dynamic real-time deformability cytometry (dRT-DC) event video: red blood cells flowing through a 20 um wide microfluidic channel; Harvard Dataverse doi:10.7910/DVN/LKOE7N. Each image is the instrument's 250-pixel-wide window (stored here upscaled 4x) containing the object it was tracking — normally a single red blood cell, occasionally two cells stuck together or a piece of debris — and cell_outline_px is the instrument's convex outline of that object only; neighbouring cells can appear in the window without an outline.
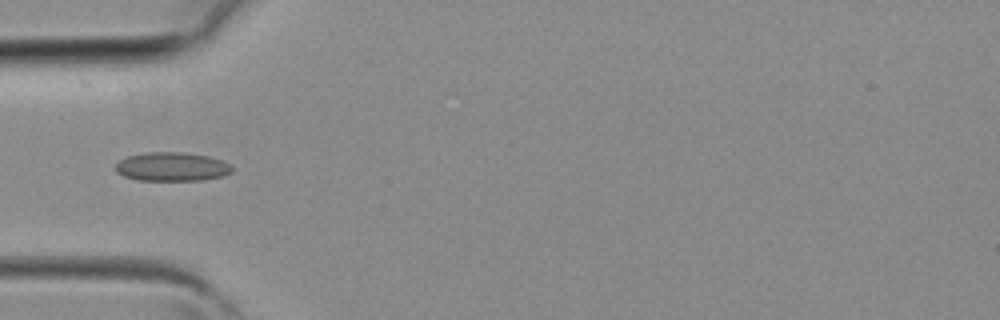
{"species": "common noctule bat (a hibernating species)", "species_latin": "Nyctalus noctula", "temperature_condition": "room temperature", "stored_images_in_passage": 13, "camera_frame_rate_fps": 3000, "um_per_image_px": 0.085, "animal": {"sex": "female", "body_mass_g": 19.3, "forearm_length_mm": 54.1}, "frame": {"image": 1, "passage_image": 6, "time_ms": 1.667, "image_size_px": [1000, 320], "cell_outline_px": [[232, 172], [224, 176], [204, 180], [136, 180], [124, 176], [116, 172], [116, 164], [120, 160], [128, 156], [144, 152], [184, 152], [208, 156], [220, 160], [228, 164], [232, 168]], "centroid_in_image_um": [14.6, 14.17], "position_along_channel_um": 70.4, "area_um2": 19.59}}
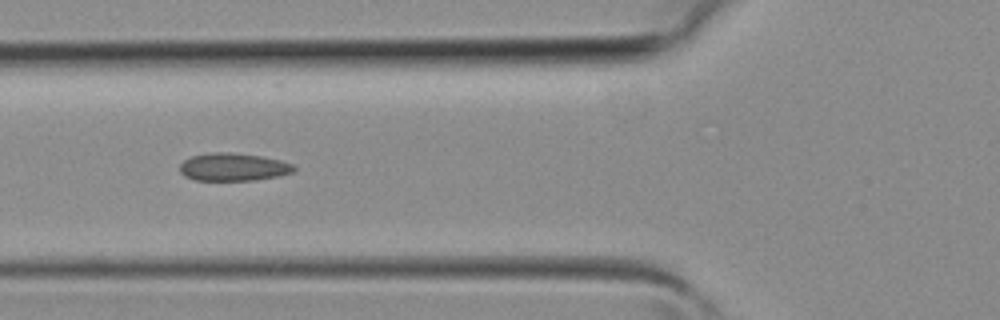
{"frame": {"image": 2, "passage_image": 8, "time_ms": 2.333, "image_size_px": [1000, 320], "cell_outline_px": [[296, 172], [256, 180], [196, 180], [184, 176], [180, 172], [180, 164], [184, 160], [192, 156], [212, 152], [228, 152], [260, 156], [280, 160], [292, 164], [296, 168]], "centroid_in_image_um": [19.83, 14.2], "position_along_channel_um": 106.0, "area_um2": 18.44}}
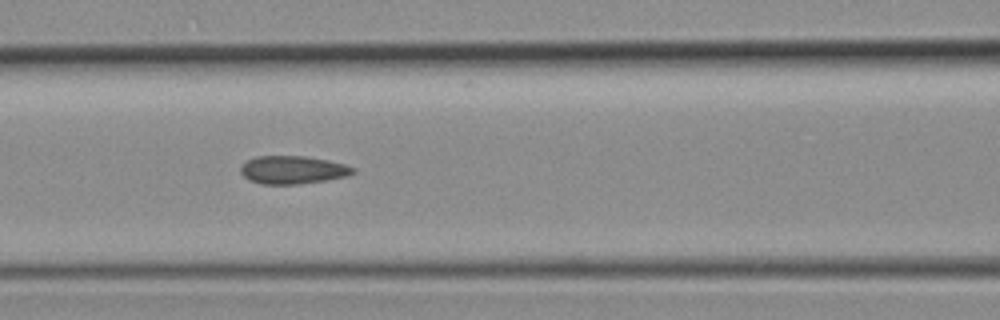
{"frame": {"image": 3, "passage_image": 10, "time_ms": 3.0, "image_size_px": [1000, 320], "cell_outline_px": [[356, 172], [348, 176], [324, 180], [296, 184], [260, 184], [248, 180], [240, 172], [240, 164], [256, 156], [304, 156], [328, 160], [344, 164], [356, 168]], "centroid_in_image_um": [24.86, 14.43], "position_along_channel_um": 141.7, "area_um2": 18.44}}